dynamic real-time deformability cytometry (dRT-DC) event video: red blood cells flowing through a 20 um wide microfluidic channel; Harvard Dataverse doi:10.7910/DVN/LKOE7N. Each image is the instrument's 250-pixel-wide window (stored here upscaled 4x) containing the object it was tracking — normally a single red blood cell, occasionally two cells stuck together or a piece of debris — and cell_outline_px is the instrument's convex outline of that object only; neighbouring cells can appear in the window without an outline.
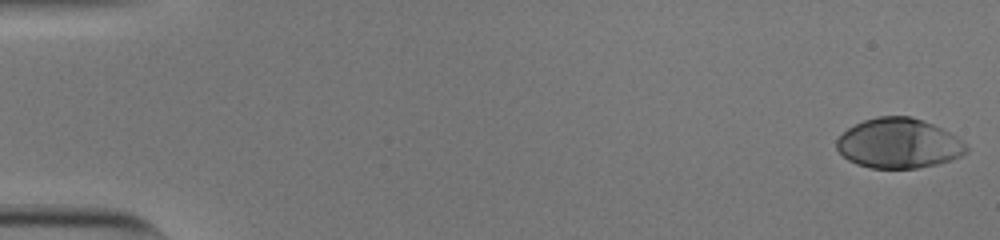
{"species": "human", "species_latin": "Homo sapiens", "temperature_condition": "cold", "stored_images_in_passage": 54, "camera_frame_rate_fps": 3000, "um_per_image_px": 0.085, "donor": {"sex": "male"}, "frame": {"image": 1, "passage_image": 1, "time_ms": 0.0, "image_size_px": [1000, 240], "cell_outline_px": [[968, 152], [960, 156], [936, 164], [916, 168], [872, 168], [856, 164], [848, 160], [836, 148], [836, 140], [848, 128], [864, 120], [876, 116], [912, 116], [924, 120], [956, 136], [968, 148]], "centroid_in_image_um": [76.36, 12.18], "position_along_channel_um": 8.6, "area_um2": 37.45}}
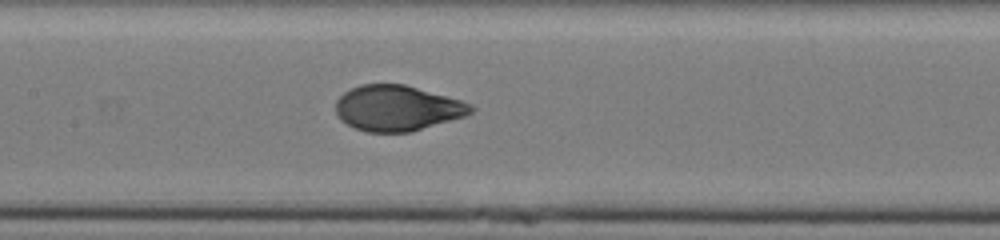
{"frame": {"image": 2, "passage_image": 27, "time_ms": 8.667, "image_size_px": [1000, 240], "cell_outline_px": [[476, 108], [472, 112], [464, 116], [412, 132], [368, 132], [356, 128], [340, 120], [336, 112], [336, 100], [344, 92], [360, 84], [404, 84], [460, 100], [472, 104]], "centroid_in_image_um": [33.76, 9.19], "position_along_channel_um": 173.6, "area_um2": 35.72}}
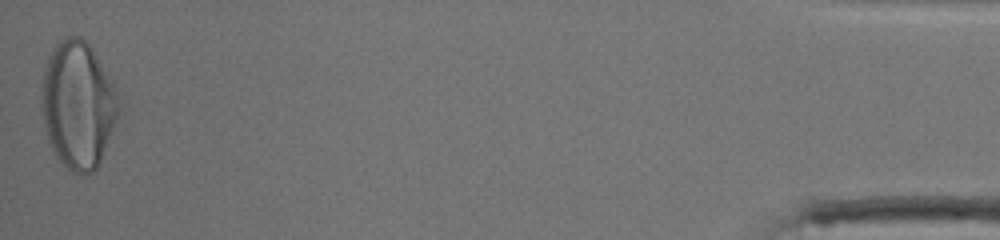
{"frame": {"image": 3, "passage_image": 54, "time_ms": 17.667, "image_size_px": [1000, 240], "cell_outline_px": [[120, 112], [100, 160], [96, 168], [92, 172], [84, 176], [80, 176], [72, 172], [56, 156], [48, 140], [44, 128], [40, 104], [40, 96], [44, 68], [48, 56], [52, 48], [60, 40], [68, 36], [80, 36], [92, 48], [116, 84]], "centroid_in_image_um": [6.62, 8.89], "position_along_channel_um": 428.6, "area_um2": 57.8}, "authors_computed_cell_mechanics": {"area_um2": 36.8475, "velocity_mm_per_s": 3.7984, "shape_relaxation_time_tau1_ms": 4.1133, "shape_relaxation_time_tau2_ms": null, "deformation_change_tau1": 0.2177, "deformation_change_tau2": null}}